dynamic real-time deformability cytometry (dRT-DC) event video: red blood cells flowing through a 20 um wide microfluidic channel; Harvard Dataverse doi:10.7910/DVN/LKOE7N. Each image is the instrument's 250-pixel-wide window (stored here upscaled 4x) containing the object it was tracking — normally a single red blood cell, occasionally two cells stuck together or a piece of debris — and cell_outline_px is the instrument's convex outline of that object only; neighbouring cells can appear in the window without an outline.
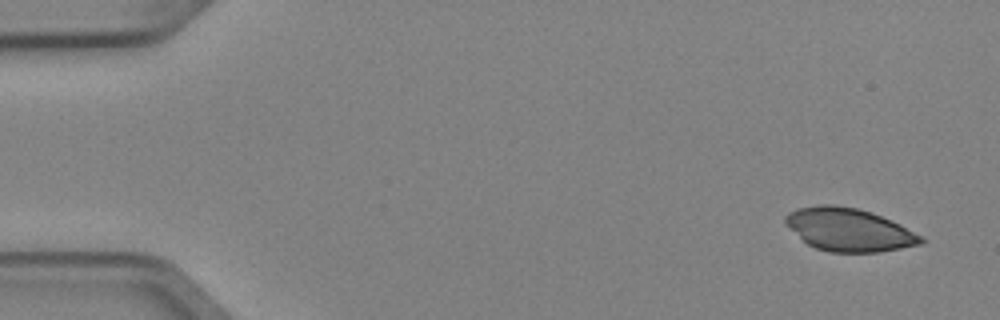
{"species": "Egyptian fruit bat (a non-hibernating species)", "species_latin": "Rousettus aegyptiacus", "temperature_condition": "cold", "stored_images_in_passage": 5, "camera_frame_rate_fps": 3000, "um_per_image_px": 0.085, "animal": {"sex": "female"}, "frame": {"image": 1, "passage_image": 1, "time_ms": 0.0, "image_size_px": [1000, 320], "cell_outline_px": [[924, 240], [920, 244], [880, 252], [828, 252], [816, 248], [808, 244], [784, 224], [784, 216], [788, 212], [800, 208], [820, 204], [832, 204], [856, 208], [880, 216], [900, 224], [920, 236]], "centroid_in_image_um": [72.1, 19.52], "position_along_channel_um": 12.9, "area_um2": 33.58}}
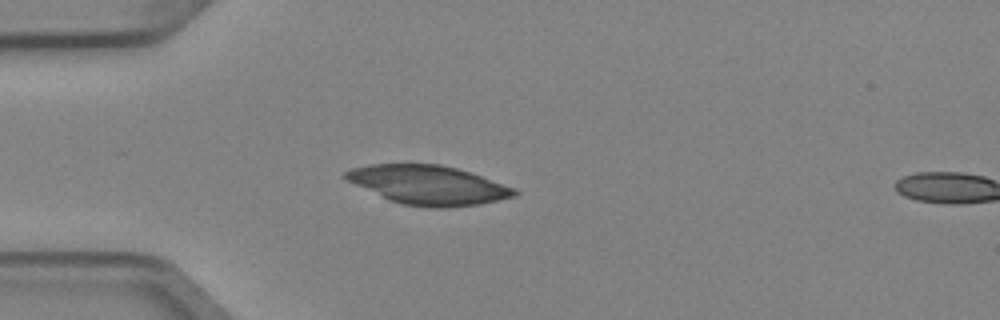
{"frame": {"image": 2, "passage_image": 4, "time_ms": 1.0, "image_size_px": [1000, 320], "cell_outline_px": [[520, 192], [516, 196], [480, 204], [448, 208], [432, 208], [400, 204], [356, 184], [348, 180], [344, 176], [344, 172], [352, 168], [368, 164], [440, 164], [456, 168], [516, 188]], "centroid_in_image_um": [36.45, 15.73], "position_along_channel_um": 48.5, "area_um2": 38.09}}